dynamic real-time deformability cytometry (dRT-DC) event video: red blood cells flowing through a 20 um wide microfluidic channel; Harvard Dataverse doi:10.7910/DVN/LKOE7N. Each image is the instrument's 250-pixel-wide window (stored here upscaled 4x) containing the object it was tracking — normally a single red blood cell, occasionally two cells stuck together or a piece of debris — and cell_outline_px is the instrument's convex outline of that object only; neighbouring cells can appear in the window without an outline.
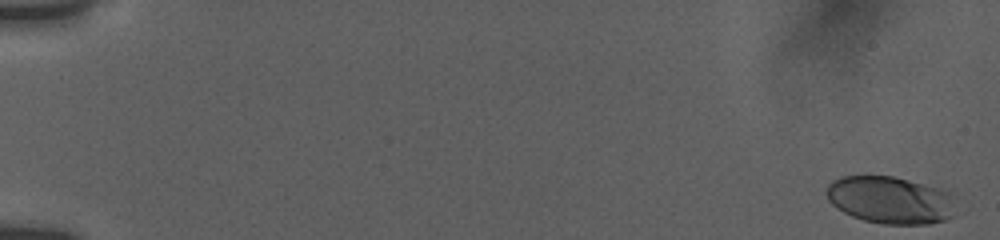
{"species": "human", "species_latin": "Homo sapiens", "temperature_condition": "room temperature", "stored_images_in_passage": 72, "camera_frame_rate_fps": 3000, "um_per_image_px": 0.085, "donor": {"sex": "female"}, "frame": {"image": 1, "passage_image": 2, "time_ms": 0.333, "image_size_px": [1000, 240], "cell_outline_px": [[952, 216], [944, 220], [928, 224], [884, 224], [864, 220], [852, 216], [844, 212], [832, 204], [828, 200], [828, 184], [832, 180], [840, 176], [892, 176], [940, 188], [952, 192]], "centroid_in_image_um": [75.66, 16.99], "position_along_channel_um": 9.3, "area_um2": 35.43}}
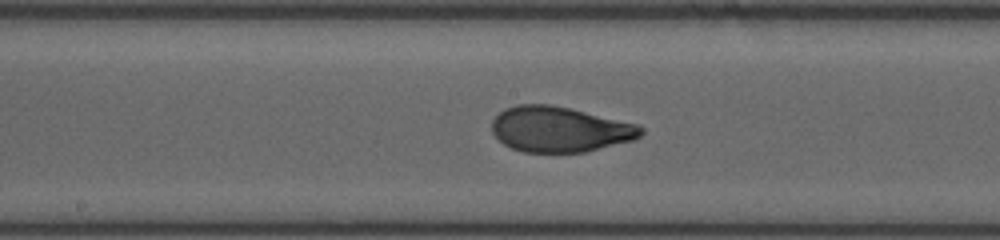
{"frame": {"image": 2, "passage_image": 36, "time_ms": 10.333, "image_size_px": [1000, 240], "cell_outline_px": [[644, 132], [640, 136], [632, 140], [584, 152], [524, 152], [512, 148], [504, 144], [492, 132], [492, 120], [504, 108], [516, 104], [548, 104], [568, 108], [640, 124], [644, 128]], "centroid_in_image_um": [47.58, 10.98], "position_along_channel_um": 200.6, "area_um2": 39.36}}
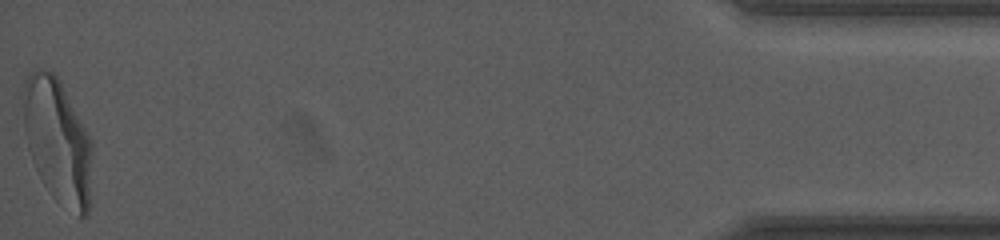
{"frame": {"image": 3, "passage_image": 72, "time_ms": 18.667, "image_size_px": [1000, 240], "cell_outline_px": [[92, 152], [88, 212], [84, 216], [80, 216], [40, 176], [32, 160], [28, 148], [24, 128], [20, 96], [20, 92], [28, 72], [36, 68], [44, 68], [52, 72], [60, 80], [92, 140]], "centroid_in_image_um": [4.85, 11.75], "position_along_channel_um": 430.4, "area_um2": 49.13}, "authors_computed_cell_mechanics": {"area_um2": 39.1595, "velocity_mm_per_s": 3.761, "shape_relaxation_time_tau1_ms": 5.8386, "shape_relaxation_time_tau2_ms": null, "deformation_change_tau1": 0.2209, "deformation_change_tau2": null}}